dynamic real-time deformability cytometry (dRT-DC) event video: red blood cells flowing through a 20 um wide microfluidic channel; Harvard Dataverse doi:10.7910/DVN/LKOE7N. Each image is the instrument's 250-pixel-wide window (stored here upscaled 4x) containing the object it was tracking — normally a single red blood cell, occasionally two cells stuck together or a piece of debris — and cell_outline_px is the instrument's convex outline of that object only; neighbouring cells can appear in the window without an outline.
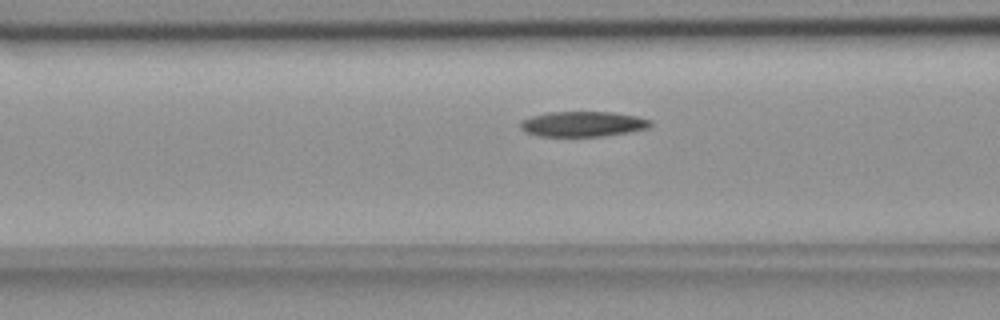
{"species": "common noctule bat (a hibernating species)", "species_latin": "Nyctalus noctula", "temperature_condition": "room temperature", "stored_images_in_passage": 23, "camera_frame_rate_fps": 3000, "um_per_image_px": 0.085, "animal": {"sex": "female", "body_mass_g": 18.4}, "frame": {"image": 1, "passage_image": 5, "time_ms": 1.333, "image_size_px": [1000, 320], "cell_outline_px": [[652, 124], [648, 128], [628, 132], [604, 136], [536, 136], [524, 132], [520, 128], [520, 120], [532, 116], [548, 112], [612, 112], [636, 116], [652, 120]], "centroid_in_image_um": [49.51, 10.54], "position_along_channel_um": 117.1, "area_um2": 19.25}}
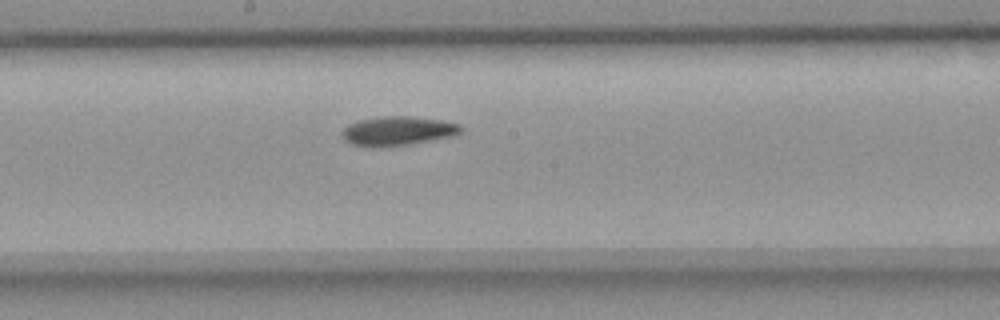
{"frame": {"image": 2, "passage_image": 13, "time_ms": 4.0, "image_size_px": [1000, 320], "cell_outline_px": [[464, 132], [456, 136], [408, 144], [372, 148], [368, 148], [352, 144], [344, 140], [340, 136], [340, 132], [348, 124], [356, 120], [384, 116], [408, 116], [440, 120], [460, 124], [464, 128]], "centroid_in_image_um": [33.79, 11.14], "position_along_channel_um": 214.4, "area_um2": 20.63}}
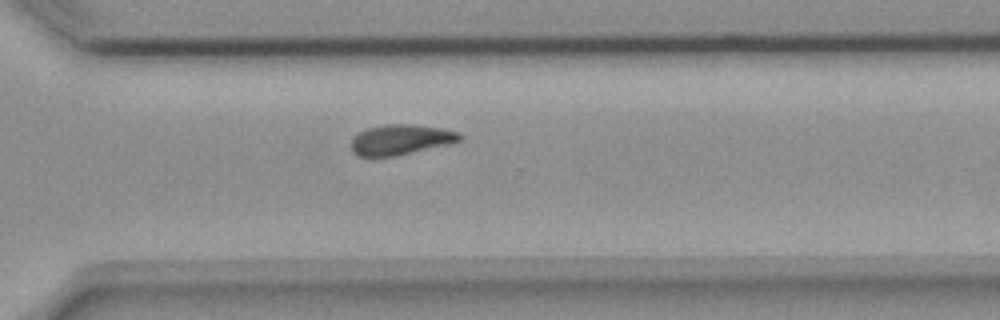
{"frame": {"image": 3, "passage_image": 23, "time_ms": 7.333, "image_size_px": [1000, 320], "cell_outline_px": [[460, 140], [448, 144], [396, 156], [356, 156], [352, 152], [352, 136], [368, 128], [384, 124], [416, 124], [440, 128], [460, 132]], "centroid_in_image_um": [34.03, 11.86], "position_along_channel_um": 336.6, "area_um2": 19.07}}